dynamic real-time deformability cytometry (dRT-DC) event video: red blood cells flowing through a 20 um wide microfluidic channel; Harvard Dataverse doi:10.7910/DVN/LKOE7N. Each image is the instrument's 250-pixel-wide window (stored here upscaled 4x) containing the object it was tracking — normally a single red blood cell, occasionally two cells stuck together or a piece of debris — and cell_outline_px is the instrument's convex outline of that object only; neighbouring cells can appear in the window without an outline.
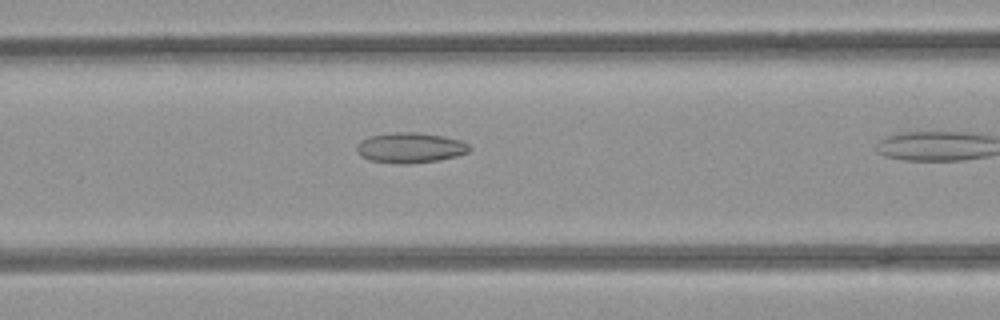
{"species": "common noctule bat (a hibernating species)", "species_latin": "Nyctalus noctula", "temperature_condition": "room temperature", "stored_images_in_passage": 11, "camera_frame_rate_fps": 3000, "um_per_image_px": 0.085, "animal": {"sex": "female", "body_mass_g": 21.9}, "frame": {"image": 1, "passage_image": 7, "time_ms": 2.0, "image_size_px": [1000, 320], "cell_outline_px": [[472, 148], [468, 152], [456, 156], [436, 160], [372, 160], [360, 156], [356, 148], [360, 140], [368, 136], [392, 132], [416, 132], [444, 136], [460, 140], [468, 144]], "centroid_in_image_um": [34.89, 12.48], "position_along_channel_um": 131.7, "area_um2": 18.84}}
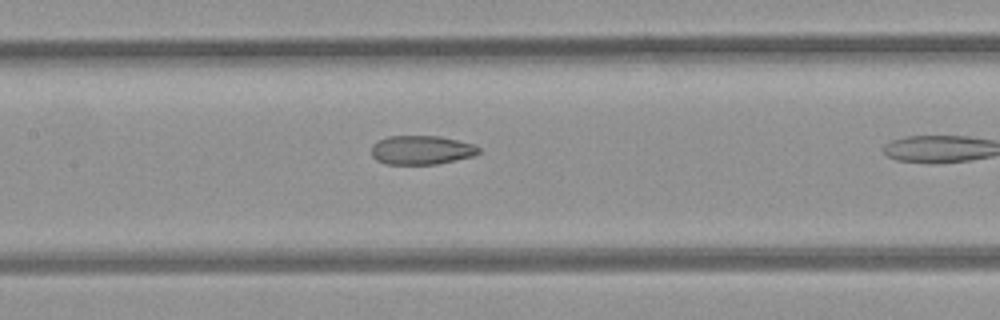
{"frame": {"image": 2, "passage_image": 10, "time_ms": 3.0, "image_size_px": [1000, 320], "cell_outline_px": [[480, 152], [472, 156], [456, 160], [436, 164], [384, 164], [376, 160], [372, 156], [372, 144], [388, 136], [440, 136], [472, 144], [480, 148]], "centroid_in_image_um": [35.8, 12.76], "position_along_channel_um": 171.6, "area_um2": 18.03}}